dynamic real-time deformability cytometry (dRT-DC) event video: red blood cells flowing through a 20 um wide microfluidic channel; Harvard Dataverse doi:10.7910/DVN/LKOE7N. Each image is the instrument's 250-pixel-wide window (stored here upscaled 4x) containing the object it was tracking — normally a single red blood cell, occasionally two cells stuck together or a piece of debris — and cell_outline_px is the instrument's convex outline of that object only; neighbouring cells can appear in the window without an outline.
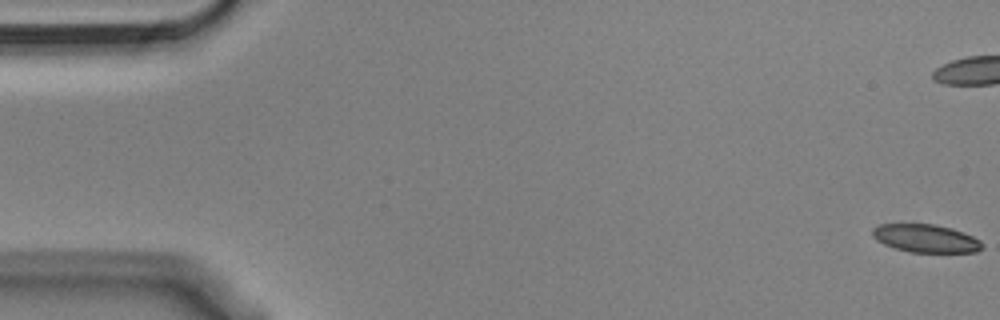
{"species": "Egyptian fruit bat (a non-hibernating species)", "species_latin": "Rousettus aegyptiacus", "temperature_condition": "cold", "stored_images_in_passage": 51, "camera_frame_rate_fps": 3000, "um_per_image_px": 0.085, "animal": {"sex": "male"}, "frame": {"image": 1, "passage_image": 1, "time_ms": 0.0, "image_size_px": [1000, 320], "cell_outline_px": [[984, 248], [976, 252], [912, 252], [896, 248], [884, 244], [876, 240], [872, 236], [872, 228], [880, 224], [936, 224], [952, 228], [964, 232], [980, 240], [984, 244]], "centroid_in_image_um": [78.72, 20.26], "position_along_channel_um": 6.3, "area_um2": 18.03}}
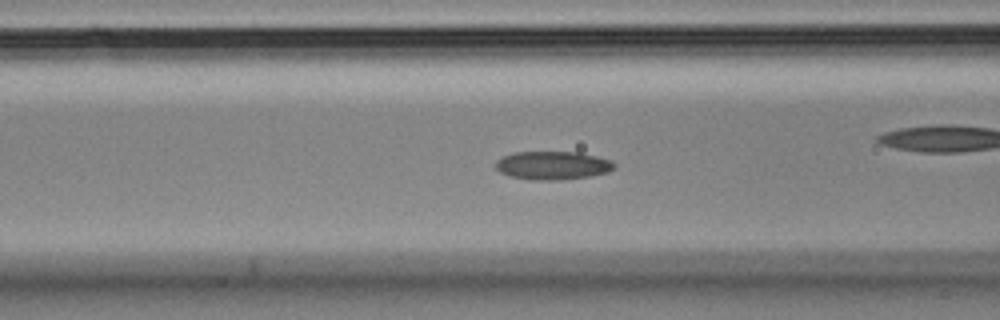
{"frame": {"image": 2, "passage_image": 22, "time_ms": 7.0, "image_size_px": [1000, 320], "cell_outline_px": [[616, 168], [608, 172], [588, 176], [560, 180], [532, 180], [508, 176], [500, 172], [496, 168], [496, 160], [512, 152], [580, 152], [612, 160], [616, 164]], "centroid_in_image_um": [46.99, 14.06], "position_along_channel_um": 119.6, "area_um2": 19.77}, "authors_computed_cell_mechanics": {"area_um2": 19.1896, "velocity_mm_per_s": 3.6087, "shape_relaxation_time_tau1_ms": 7.0373, "shape_relaxation_time_tau2_ms": 1.9847, "deformation_change_tau1": 0.1856, "deformation_change_tau2": 0.0732}}